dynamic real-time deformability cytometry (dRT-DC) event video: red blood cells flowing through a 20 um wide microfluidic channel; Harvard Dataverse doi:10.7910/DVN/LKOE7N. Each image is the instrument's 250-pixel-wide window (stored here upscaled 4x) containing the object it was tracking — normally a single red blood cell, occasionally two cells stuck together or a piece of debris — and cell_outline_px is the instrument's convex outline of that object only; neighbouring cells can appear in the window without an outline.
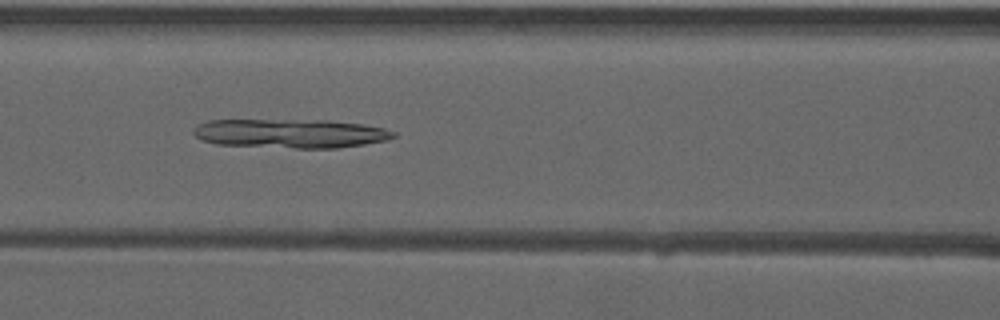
{"species": "common noctule bat (a hibernating species)", "species_latin": "Nyctalus noctula", "temperature_condition": "warm", "stored_images_in_passage": 50, "camera_frame_rate_fps": 3000, "um_per_image_px": 0.085, "animal": {"sex": "male", "forearm_length_mm": 52.5}, "frame": {"image": 1, "passage_image": 21, "time_ms": 6.667, "image_size_px": [1000, 320], "cell_outline_px": [[396, 136], [388, 140], [364, 144], [336, 148], [296, 148], [216, 144], [204, 140], [196, 136], [192, 132], [192, 128], [196, 124], [208, 120], [328, 120], [364, 124], [384, 128], [396, 132]], "centroid_in_image_um": [24.69, 11.33], "position_along_channel_um": 141.9, "area_um2": 33.99}}
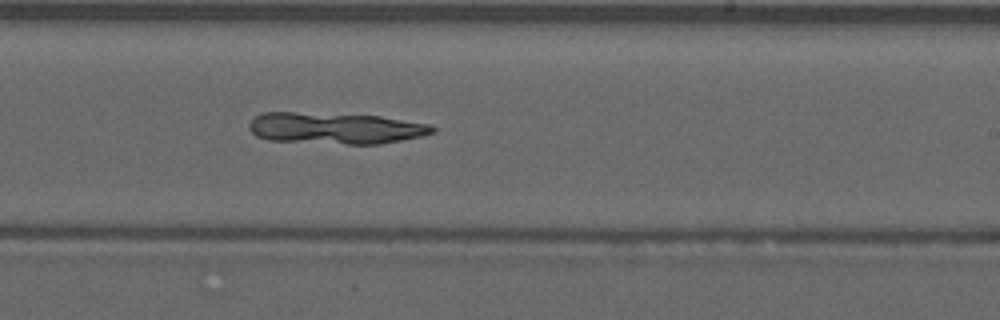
{"frame": {"image": 2, "passage_image": 30, "time_ms": 9.667, "image_size_px": [1000, 320], "cell_outline_px": [[436, 132], [420, 136], [380, 144], [348, 144], [268, 140], [256, 136], [248, 128], [248, 124], [256, 116], [264, 112], [296, 112], [380, 116], [428, 124], [436, 128]], "centroid_in_image_um": [28.48, 10.9], "position_along_channel_um": 260.5, "area_um2": 33.41}}
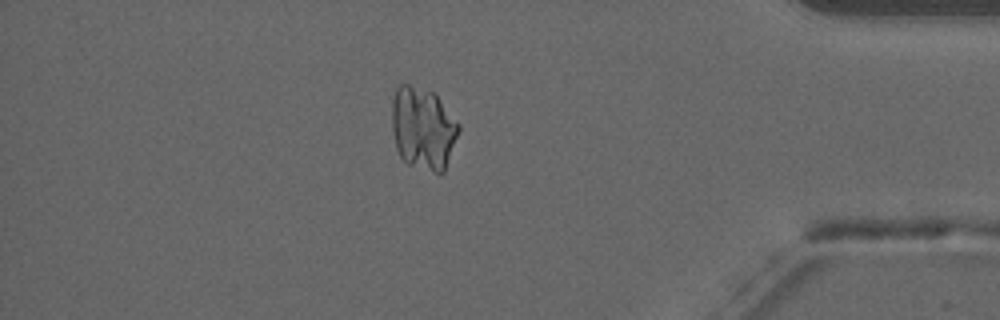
{"frame": {"image": 3, "passage_image": 43, "time_ms": 14.0, "image_size_px": [1000, 320], "cell_outline_px": [[460, 128], [444, 172], [440, 176], [408, 164], [400, 156], [396, 148], [392, 128], [392, 100], [396, 88], [400, 84], [408, 84], [436, 92], [460, 124]], "centroid_in_image_um": [35.97, 10.91], "position_along_channel_um": 399.2, "area_um2": 32.71}}